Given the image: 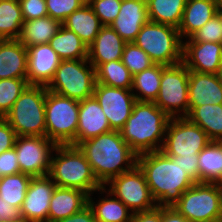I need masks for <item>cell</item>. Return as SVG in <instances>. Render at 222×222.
I'll list each match as a JSON object with an SVG mask.
<instances>
[{
  "instance_id": "cell-17",
  "label": "cell",
  "mask_w": 222,
  "mask_h": 222,
  "mask_svg": "<svg viewBox=\"0 0 222 222\" xmlns=\"http://www.w3.org/2000/svg\"><path fill=\"white\" fill-rule=\"evenodd\" d=\"M183 42V63L189 71L217 74L222 62V43Z\"/></svg>"
},
{
  "instance_id": "cell-35",
  "label": "cell",
  "mask_w": 222,
  "mask_h": 222,
  "mask_svg": "<svg viewBox=\"0 0 222 222\" xmlns=\"http://www.w3.org/2000/svg\"><path fill=\"white\" fill-rule=\"evenodd\" d=\"M32 176L25 173L0 177V198L21 208Z\"/></svg>"
},
{
  "instance_id": "cell-26",
  "label": "cell",
  "mask_w": 222,
  "mask_h": 222,
  "mask_svg": "<svg viewBox=\"0 0 222 222\" xmlns=\"http://www.w3.org/2000/svg\"><path fill=\"white\" fill-rule=\"evenodd\" d=\"M186 118L201 127L211 141L222 140V104L189 106Z\"/></svg>"
},
{
  "instance_id": "cell-31",
  "label": "cell",
  "mask_w": 222,
  "mask_h": 222,
  "mask_svg": "<svg viewBox=\"0 0 222 222\" xmlns=\"http://www.w3.org/2000/svg\"><path fill=\"white\" fill-rule=\"evenodd\" d=\"M107 194V197L113 198H102L97 204L92 200L91 195H88V206L92 209L96 221L131 222L133 213L128 212L130 209L109 191Z\"/></svg>"
},
{
  "instance_id": "cell-23",
  "label": "cell",
  "mask_w": 222,
  "mask_h": 222,
  "mask_svg": "<svg viewBox=\"0 0 222 222\" xmlns=\"http://www.w3.org/2000/svg\"><path fill=\"white\" fill-rule=\"evenodd\" d=\"M27 78V48L18 39L0 40V79Z\"/></svg>"
},
{
  "instance_id": "cell-42",
  "label": "cell",
  "mask_w": 222,
  "mask_h": 222,
  "mask_svg": "<svg viewBox=\"0 0 222 222\" xmlns=\"http://www.w3.org/2000/svg\"><path fill=\"white\" fill-rule=\"evenodd\" d=\"M18 173H20V167L16 151L13 147L0 154V177Z\"/></svg>"
},
{
  "instance_id": "cell-12",
  "label": "cell",
  "mask_w": 222,
  "mask_h": 222,
  "mask_svg": "<svg viewBox=\"0 0 222 222\" xmlns=\"http://www.w3.org/2000/svg\"><path fill=\"white\" fill-rule=\"evenodd\" d=\"M107 184L111 186L108 191L121 200L132 213L149 211L157 207L145 175L137 164Z\"/></svg>"
},
{
  "instance_id": "cell-51",
  "label": "cell",
  "mask_w": 222,
  "mask_h": 222,
  "mask_svg": "<svg viewBox=\"0 0 222 222\" xmlns=\"http://www.w3.org/2000/svg\"><path fill=\"white\" fill-rule=\"evenodd\" d=\"M217 76H218V78H219V81L222 83V62H221V65H220V67H219Z\"/></svg>"
},
{
  "instance_id": "cell-41",
  "label": "cell",
  "mask_w": 222,
  "mask_h": 222,
  "mask_svg": "<svg viewBox=\"0 0 222 222\" xmlns=\"http://www.w3.org/2000/svg\"><path fill=\"white\" fill-rule=\"evenodd\" d=\"M24 21L48 16L46 0H18Z\"/></svg>"
},
{
  "instance_id": "cell-25",
  "label": "cell",
  "mask_w": 222,
  "mask_h": 222,
  "mask_svg": "<svg viewBox=\"0 0 222 222\" xmlns=\"http://www.w3.org/2000/svg\"><path fill=\"white\" fill-rule=\"evenodd\" d=\"M62 25L78 35L87 47L93 43L100 29L103 27L88 3L72 12Z\"/></svg>"
},
{
  "instance_id": "cell-33",
  "label": "cell",
  "mask_w": 222,
  "mask_h": 222,
  "mask_svg": "<svg viewBox=\"0 0 222 222\" xmlns=\"http://www.w3.org/2000/svg\"><path fill=\"white\" fill-rule=\"evenodd\" d=\"M18 0H0V40L18 39L23 27Z\"/></svg>"
},
{
  "instance_id": "cell-34",
  "label": "cell",
  "mask_w": 222,
  "mask_h": 222,
  "mask_svg": "<svg viewBox=\"0 0 222 222\" xmlns=\"http://www.w3.org/2000/svg\"><path fill=\"white\" fill-rule=\"evenodd\" d=\"M96 83L109 87L132 88L133 76L121 60L100 64L95 69Z\"/></svg>"
},
{
  "instance_id": "cell-22",
  "label": "cell",
  "mask_w": 222,
  "mask_h": 222,
  "mask_svg": "<svg viewBox=\"0 0 222 222\" xmlns=\"http://www.w3.org/2000/svg\"><path fill=\"white\" fill-rule=\"evenodd\" d=\"M88 205V194L76 188L57 186L50 200L48 222L72 216Z\"/></svg>"
},
{
  "instance_id": "cell-5",
  "label": "cell",
  "mask_w": 222,
  "mask_h": 222,
  "mask_svg": "<svg viewBox=\"0 0 222 222\" xmlns=\"http://www.w3.org/2000/svg\"><path fill=\"white\" fill-rule=\"evenodd\" d=\"M46 86L29 85L3 117L17 136H46Z\"/></svg>"
},
{
  "instance_id": "cell-32",
  "label": "cell",
  "mask_w": 222,
  "mask_h": 222,
  "mask_svg": "<svg viewBox=\"0 0 222 222\" xmlns=\"http://www.w3.org/2000/svg\"><path fill=\"white\" fill-rule=\"evenodd\" d=\"M162 75V64H154L150 68L133 76L132 88L136 101L154 102L158 96Z\"/></svg>"
},
{
  "instance_id": "cell-8",
  "label": "cell",
  "mask_w": 222,
  "mask_h": 222,
  "mask_svg": "<svg viewBox=\"0 0 222 222\" xmlns=\"http://www.w3.org/2000/svg\"><path fill=\"white\" fill-rule=\"evenodd\" d=\"M172 207L190 222H220L222 185L195 183Z\"/></svg>"
},
{
  "instance_id": "cell-7",
  "label": "cell",
  "mask_w": 222,
  "mask_h": 222,
  "mask_svg": "<svg viewBox=\"0 0 222 222\" xmlns=\"http://www.w3.org/2000/svg\"><path fill=\"white\" fill-rule=\"evenodd\" d=\"M79 101L47 90L46 137L56 145L76 146Z\"/></svg>"
},
{
  "instance_id": "cell-6",
  "label": "cell",
  "mask_w": 222,
  "mask_h": 222,
  "mask_svg": "<svg viewBox=\"0 0 222 222\" xmlns=\"http://www.w3.org/2000/svg\"><path fill=\"white\" fill-rule=\"evenodd\" d=\"M134 43L142 48L155 64L172 66L183 62V41L175 27L148 21Z\"/></svg>"
},
{
  "instance_id": "cell-2",
  "label": "cell",
  "mask_w": 222,
  "mask_h": 222,
  "mask_svg": "<svg viewBox=\"0 0 222 222\" xmlns=\"http://www.w3.org/2000/svg\"><path fill=\"white\" fill-rule=\"evenodd\" d=\"M77 146L85 155L102 186L137 164V155L117 130L84 140Z\"/></svg>"
},
{
  "instance_id": "cell-21",
  "label": "cell",
  "mask_w": 222,
  "mask_h": 222,
  "mask_svg": "<svg viewBox=\"0 0 222 222\" xmlns=\"http://www.w3.org/2000/svg\"><path fill=\"white\" fill-rule=\"evenodd\" d=\"M126 42L110 26H103L88 47V61L96 69L100 64L121 60Z\"/></svg>"
},
{
  "instance_id": "cell-29",
  "label": "cell",
  "mask_w": 222,
  "mask_h": 222,
  "mask_svg": "<svg viewBox=\"0 0 222 222\" xmlns=\"http://www.w3.org/2000/svg\"><path fill=\"white\" fill-rule=\"evenodd\" d=\"M187 0H146L148 19L179 28Z\"/></svg>"
},
{
  "instance_id": "cell-39",
  "label": "cell",
  "mask_w": 222,
  "mask_h": 222,
  "mask_svg": "<svg viewBox=\"0 0 222 222\" xmlns=\"http://www.w3.org/2000/svg\"><path fill=\"white\" fill-rule=\"evenodd\" d=\"M87 0H46L48 16L63 23L74 11L80 9Z\"/></svg>"
},
{
  "instance_id": "cell-36",
  "label": "cell",
  "mask_w": 222,
  "mask_h": 222,
  "mask_svg": "<svg viewBox=\"0 0 222 222\" xmlns=\"http://www.w3.org/2000/svg\"><path fill=\"white\" fill-rule=\"evenodd\" d=\"M29 86L27 78L0 79V117H4Z\"/></svg>"
},
{
  "instance_id": "cell-11",
  "label": "cell",
  "mask_w": 222,
  "mask_h": 222,
  "mask_svg": "<svg viewBox=\"0 0 222 222\" xmlns=\"http://www.w3.org/2000/svg\"><path fill=\"white\" fill-rule=\"evenodd\" d=\"M210 142L207 133L186 117L170 118L161 151L168 157H193L198 156Z\"/></svg>"
},
{
  "instance_id": "cell-18",
  "label": "cell",
  "mask_w": 222,
  "mask_h": 222,
  "mask_svg": "<svg viewBox=\"0 0 222 222\" xmlns=\"http://www.w3.org/2000/svg\"><path fill=\"white\" fill-rule=\"evenodd\" d=\"M149 21L146 0H122L120 12L110 24L126 42H134L144 24Z\"/></svg>"
},
{
  "instance_id": "cell-47",
  "label": "cell",
  "mask_w": 222,
  "mask_h": 222,
  "mask_svg": "<svg viewBox=\"0 0 222 222\" xmlns=\"http://www.w3.org/2000/svg\"><path fill=\"white\" fill-rule=\"evenodd\" d=\"M131 222H160V207H155L149 211L135 212Z\"/></svg>"
},
{
  "instance_id": "cell-1",
  "label": "cell",
  "mask_w": 222,
  "mask_h": 222,
  "mask_svg": "<svg viewBox=\"0 0 222 222\" xmlns=\"http://www.w3.org/2000/svg\"><path fill=\"white\" fill-rule=\"evenodd\" d=\"M137 165L143 171L158 207L174 206L182 193L195 184L180 164L162 151L138 155Z\"/></svg>"
},
{
  "instance_id": "cell-43",
  "label": "cell",
  "mask_w": 222,
  "mask_h": 222,
  "mask_svg": "<svg viewBox=\"0 0 222 222\" xmlns=\"http://www.w3.org/2000/svg\"><path fill=\"white\" fill-rule=\"evenodd\" d=\"M16 133L10 124L0 117V154L14 147Z\"/></svg>"
},
{
  "instance_id": "cell-20",
  "label": "cell",
  "mask_w": 222,
  "mask_h": 222,
  "mask_svg": "<svg viewBox=\"0 0 222 222\" xmlns=\"http://www.w3.org/2000/svg\"><path fill=\"white\" fill-rule=\"evenodd\" d=\"M189 106L222 104V83L217 74L189 71Z\"/></svg>"
},
{
  "instance_id": "cell-27",
  "label": "cell",
  "mask_w": 222,
  "mask_h": 222,
  "mask_svg": "<svg viewBox=\"0 0 222 222\" xmlns=\"http://www.w3.org/2000/svg\"><path fill=\"white\" fill-rule=\"evenodd\" d=\"M61 26V22L49 16L24 21L18 40L26 48L38 44H47Z\"/></svg>"
},
{
  "instance_id": "cell-44",
  "label": "cell",
  "mask_w": 222,
  "mask_h": 222,
  "mask_svg": "<svg viewBox=\"0 0 222 222\" xmlns=\"http://www.w3.org/2000/svg\"><path fill=\"white\" fill-rule=\"evenodd\" d=\"M175 163H179L180 166L187 172L189 177L195 182L199 183V167L198 156L193 157H170Z\"/></svg>"
},
{
  "instance_id": "cell-24",
  "label": "cell",
  "mask_w": 222,
  "mask_h": 222,
  "mask_svg": "<svg viewBox=\"0 0 222 222\" xmlns=\"http://www.w3.org/2000/svg\"><path fill=\"white\" fill-rule=\"evenodd\" d=\"M214 0H187L183 18L178 28L181 39L189 38L216 15Z\"/></svg>"
},
{
  "instance_id": "cell-46",
  "label": "cell",
  "mask_w": 222,
  "mask_h": 222,
  "mask_svg": "<svg viewBox=\"0 0 222 222\" xmlns=\"http://www.w3.org/2000/svg\"><path fill=\"white\" fill-rule=\"evenodd\" d=\"M55 222H96L92 209L87 205L80 212Z\"/></svg>"
},
{
  "instance_id": "cell-15",
  "label": "cell",
  "mask_w": 222,
  "mask_h": 222,
  "mask_svg": "<svg viewBox=\"0 0 222 222\" xmlns=\"http://www.w3.org/2000/svg\"><path fill=\"white\" fill-rule=\"evenodd\" d=\"M56 187L48 175L32 177L20 208L24 222H48L50 200Z\"/></svg>"
},
{
  "instance_id": "cell-50",
  "label": "cell",
  "mask_w": 222,
  "mask_h": 222,
  "mask_svg": "<svg viewBox=\"0 0 222 222\" xmlns=\"http://www.w3.org/2000/svg\"><path fill=\"white\" fill-rule=\"evenodd\" d=\"M217 10H222V0H214Z\"/></svg>"
},
{
  "instance_id": "cell-38",
  "label": "cell",
  "mask_w": 222,
  "mask_h": 222,
  "mask_svg": "<svg viewBox=\"0 0 222 222\" xmlns=\"http://www.w3.org/2000/svg\"><path fill=\"white\" fill-rule=\"evenodd\" d=\"M122 0H87L103 26H110L120 12Z\"/></svg>"
},
{
  "instance_id": "cell-48",
  "label": "cell",
  "mask_w": 222,
  "mask_h": 222,
  "mask_svg": "<svg viewBox=\"0 0 222 222\" xmlns=\"http://www.w3.org/2000/svg\"><path fill=\"white\" fill-rule=\"evenodd\" d=\"M160 222H190L173 207H160Z\"/></svg>"
},
{
  "instance_id": "cell-14",
  "label": "cell",
  "mask_w": 222,
  "mask_h": 222,
  "mask_svg": "<svg viewBox=\"0 0 222 222\" xmlns=\"http://www.w3.org/2000/svg\"><path fill=\"white\" fill-rule=\"evenodd\" d=\"M93 96L99 102L111 129L120 131L130 117L136 103L134 91L96 83Z\"/></svg>"
},
{
  "instance_id": "cell-49",
  "label": "cell",
  "mask_w": 222,
  "mask_h": 222,
  "mask_svg": "<svg viewBox=\"0 0 222 222\" xmlns=\"http://www.w3.org/2000/svg\"><path fill=\"white\" fill-rule=\"evenodd\" d=\"M216 15L218 16L219 22H220V27L222 30V10H217Z\"/></svg>"
},
{
  "instance_id": "cell-3",
  "label": "cell",
  "mask_w": 222,
  "mask_h": 222,
  "mask_svg": "<svg viewBox=\"0 0 222 222\" xmlns=\"http://www.w3.org/2000/svg\"><path fill=\"white\" fill-rule=\"evenodd\" d=\"M169 119L154 102L136 101L120 132L123 140L137 156L161 151Z\"/></svg>"
},
{
  "instance_id": "cell-16",
  "label": "cell",
  "mask_w": 222,
  "mask_h": 222,
  "mask_svg": "<svg viewBox=\"0 0 222 222\" xmlns=\"http://www.w3.org/2000/svg\"><path fill=\"white\" fill-rule=\"evenodd\" d=\"M60 62V57L48 43L27 47V81L29 85L47 87Z\"/></svg>"
},
{
  "instance_id": "cell-9",
  "label": "cell",
  "mask_w": 222,
  "mask_h": 222,
  "mask_svg": "<svg viewBox=\"0 0 222 222\" xmlns=\"http://www.w3.org/2000/svg\"><path fill=\"white\" fill-rule=\"evenodd\" d=\"M95 84V68L88 59L61 60L47 90L82 101L93 96Z\"/></svg>"
},
{
  "instance_id": "cell-13",
  "label": "cell",
  "mask_w": 222,
  "mask_h": 222,
  "mask_svg": "<svg viewBox=\"0 0 222 222\" xmlns=\"http://www.w3.org/2000/svg\"><path fill=\"white\" fill-rule=\"evenodd\" d=\"M57 145L46 136H17L14 149L20 173L32 177L47 176L50 171L51 151Z\"/></svg>"
},
{
  "instance_id": "cell-45",
  "label": "cell",
  "mask_w": 222,
  "mask_h": 222,
  "mask_svg": "<svg viewBox=\"0 0 222 222\" xmlns=\"http://www.w3.org/2000/svg\"><path fill=\"white\" fill-rule=\"evenodd\" d=\"M0 222H24L20 208L0 198Z\"/></svg>"
},
{
  "instance_id": "cell-19",
  "label": "cell",
  "mask_w": 222,
  "mask_h": 222,
  "mask_svg": "<svg viewBox=\"0 0 222 222\" xmlns=\"http://www.w3.org/2000/svg\"><path fill=\"white\" fill-rule=\"evenodd\" d=\"M112 131L107 117L94 96L79 101L76 146L84 140Z\"/></svg>"
},
{
  "instance_id": "cell-4",
  "label": "cell",
  "mask_w": 222,
  "mask_h": 222,
  "mask_svg": "<svg viewBox=\"0 0 222 222\" xmlns=\"http://www.w3.org/2000/svg\"><path fill=\"white\" fill-rule=\"evenodd\" d=\"M54 151L57 154L51 156L48 176L57 186L80 189L88 195L94 191L106 192L78 146L57 145Z\"/></svg>"
},
{
  "instance_id": "cell-37",
  "label": "cell",
  "mask_w": 222,
  "mask_h": 222,
  "mask_svg": "<svg viewBox=\"0 0 222 222\" xmlns=\"http://www.w3.org/2000/svg\"><path fill=\"white\" fill-rule=\"evenodd\" d=\"M121 61L130 71L132 76L150 68L155 64L150 59L149 55L134 42L125 44Z\"/></svg>"
},
{
  "instance_id": "cell-40",
  "label": "cell",
  "mask_w": 222,
  "mask_h": 222,
  "mask_svg": "<svg viewBox=\"0 0 222 222\" xmlns=\"http://www.w3.org/2000/svg\"><path fill=\"white\" fill-rule=\"evenodd\" d=\"M194 42L222 43V30L217 15H214L207 23L194 32L190 37Z\"/></svg>"
},
{
  "instance_id": "cell-10",
  "label": "cell",
  "mask_w": 222,
  "mask_h": 222,
  "mask_svg": "<svg viewBox=\"0 0 222 222\" xmlns=\"http://www.w3.org/2000/svg\"><path fill=\"white\" fill-rule=\"evenodd\" d=\"M188 85L189 70L183 62L162 65L160 89L154 103L170 118L186 117L189 113Z\"/></svg>"
},
{
  "instance_id": "cell-30",
  "label": "cell",
  "mask_w": 222,
  "mask_h": 222,
  "mask_svg": "<svg viewBox=\"0 0 222 222\" xmlns=\"http://www.w3.org/2000/svg\"><path fill=\"white\" fill-rule=\"evenodd\" d=\"M61 60L88 59V47L73 31L63 25L48 43Z\"/></svg>"
},
{
  "instance_id": "cell-28",
  "label": "cell",
  "mask_w": 222,
  "mask_h": 222,
  "mask_svg": "<svg viewBox=\"0 0 222 222\" xmlns=\"http://www.w3.org/2000/svg\"><path fill=\"white\" fill-rule=\"evenodd\" d=\"M199 183L222 185V144L211 141L198 154Z\"/></svg>"
}]
</instances>
